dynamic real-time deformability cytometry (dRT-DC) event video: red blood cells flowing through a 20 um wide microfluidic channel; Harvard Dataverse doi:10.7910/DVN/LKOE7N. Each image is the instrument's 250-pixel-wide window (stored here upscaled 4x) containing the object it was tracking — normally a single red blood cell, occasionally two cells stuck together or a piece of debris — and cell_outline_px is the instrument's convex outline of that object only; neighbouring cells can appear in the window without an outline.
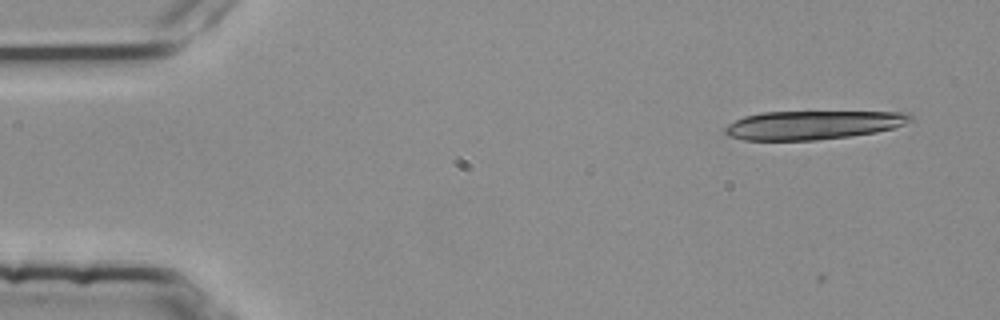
{"species": "common noctule bat (a hibernating species)", "species_latin": "Nyctalus noctula", "temperature_condition": "room temperature", "stored_images_in_passage": 5, "camera_frame_rate_fps": 3000, "um_per_image_px": 0.085, "animal": {"sex": "female", "body_mass_g": 25.1}, "frame": {"image": 1, "passage_image": 2, "time_ms": 0.333, "image_size_px": [1000, 320], "cell_outline_px": [[912, 120], [904, 124], [892, 128], [876, 132], [848, 136], [816, 140], [744, 140], [728, 136], [724, 132], [724, 128], [728, 124], [744, 116], [760, 112], [908, 112], [912, 116]], "centroid_in_image_um": [69.06, 10.62], "position_along_channel_um": 15.9, "area_um2": 30.92}}